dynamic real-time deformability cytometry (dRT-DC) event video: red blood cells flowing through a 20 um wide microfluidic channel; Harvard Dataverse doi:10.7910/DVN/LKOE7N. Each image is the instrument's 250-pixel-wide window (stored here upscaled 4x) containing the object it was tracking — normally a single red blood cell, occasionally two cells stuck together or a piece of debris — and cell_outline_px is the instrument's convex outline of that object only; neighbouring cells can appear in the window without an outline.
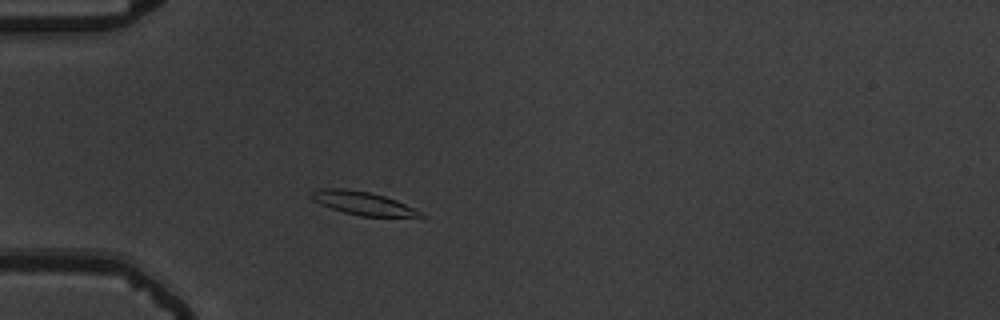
{"species": "common noctule bat (a hibernating species)", "species_latin": "Nyctalus noctula", "temperature_condition": "warm", "stored_images_in_passage": 41, "camera_frame_rate_fps": 3000, "um_per_image_px": 0.085, "animal": {"sex": "male", "body_mass_g": 19.5, "forearm_length_mm": 54.6}, "frame": {"image": 1, "passage_image": 2, "time_ms": 0.333, "image_size_px": [1000, 320], "cell_outline_px": [[428, 216], [424, 220], [360, 216], [344, 212], [320, 204], [312, 200], [308, 196], [308, 192], [320, 188], [344, 188], [368, 192], [384, 196], [396, 200]], "centroid_in_image_um": [30.94, 17.32], "position_along_channel_um": 54.1, "area_um2": 15.61}}
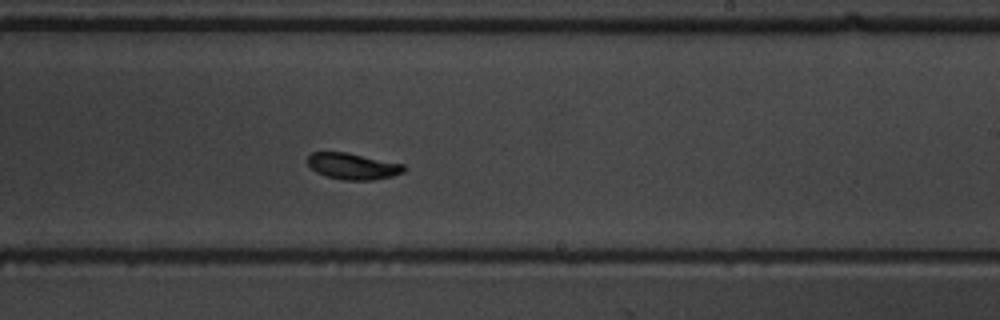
{"frame": {"image": 2, "passage_image": 20, "time_ms": 6.333, "image_size_px": [1000, 320], "cell_outline_px": [[408, 168], [404, 172], [392, 176], [372, 180], [344, 180], [324, 176], [316, 172], [308, 164], [308, 156], [312, 152], [348, 152], [404, 164]], "centroid_in_image_um": [30.02, 14.13], "position_along_channel_um": 259.0, "area_um2": 14.91}}
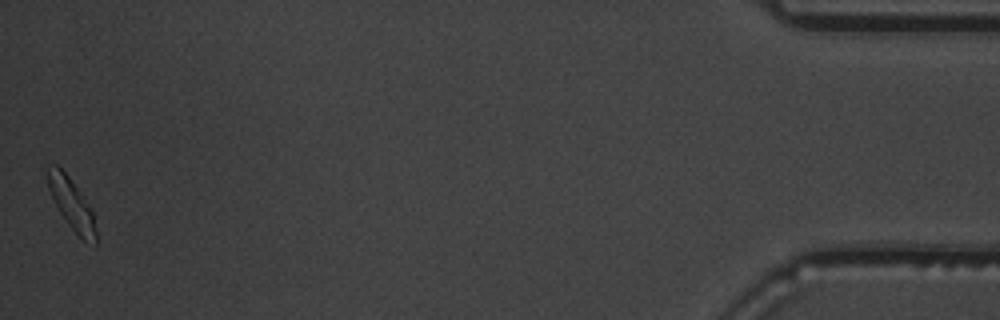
{"frame": {"image": 3, "passage_image": 41, "time_ms": 13.333, "image_size_px": [1000, 320], "cell_outline_px": [[96, 244], [84, 240], [68, 224], [60, 212], [48, 188], [44, 172], [44, 168], [48, 164], [56, 164], [68, 176], [92, 212], [96, 232]], "centroid_in_image_um": [6.0, 17.25], "position_along_channel_um": 429.2, "area_um2": 13.87}, "authors_computed_cell_mechanics": {"area_um2": 15.028, "velocity_mm_per_s": 3.6361, "shape_relaxation_time_tau1_ms": 2.5013, "shape_relaxation_time_tau2_ms": 3.9048, "deformation_change_tau1": 0.1441, "deformation_change_tau2": 0.0553}}